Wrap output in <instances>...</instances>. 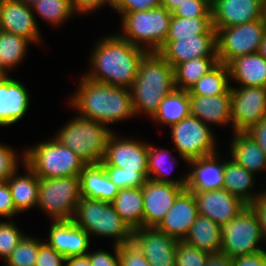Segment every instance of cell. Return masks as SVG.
Returning <instances> with one entry per match:
<instances>
[{
  "label": "cell",
  "instance_id": "51",
  "mask_svg": "<svg viewBox=\"0 0 266 266\" xmlns=\"http://www.w3.org/2000/svg\"><path fill=\"white\" fill-rule=\"evenodd\" d=\"M113 7V0H72V6L76 14H84L97 11L105 5Z\"/></svg>",
  "mask_w": 266,
  "mask_h": 266
},
{
  "label": "cell",
  "instance_id": "45",
  "mask_svg": "<svg viewBox=\"0 0 266 266\" xmlns=\"http://www.w3.org/2000/svg\"><path fill=\"white\" fill-rule=\"evenodd\" d=\"M119 266H151L133 242L118 245Z\"/></svg>",
  "mask_w": 266,
  "mask_h": 266
},
{
  "label": "cell",
  "instance_id": "41",
  "mask_svg": "<svg viewBox=\"0 0 266 266\" xmlns=\"http://www.w3.org/2000/svg\"><path fill=\"white\" fill-rule=\"evenodd\" d=\"M208 252L187 244L184 240L176 243L175 266H205Z\"/></svg>",
  "mask_w": 266,
  "mask_h": 266
},
{
  "label": "cell",
  "instance_id": "38",
  "mask_svg": "<svg viewBox=\"0 0 266 266\" xmlns=\"http://www.w3.org/2000/svg\"><path fill=\"white\" fill-rule=\"evenodd\" d=\"M36 19V14L53 27L63 24L73 17L75 13L71 0H39L31 6Z\"/></svg>",
  "mask_w": 266,
  "mask_h": 266
},
{
  "label": "cell",
  "instance_id": "44",
  "mask_svg": "<svg viewBox=\"0 0 266 266\" xmlns=\"http://www.w3.org/2000/svg\"><path fill=\"white\" fill-rule=\"evenodd\" d=\"M175 17H211V2L209 0H186L173 12Z\"/></svg>",
  "mask_w": 266,
  "mask_h": 266
},
{
  "label": "cell",
  "instance_id": "22",
  "mask_svg": "<svg viewBox=\"0 0 266 266\" xmlns=\"http://www.w3.org/2000/svg\"><path fill=\"white\" fill-rule=\"evenodd\" d=\"M215 154L200 157L187 164L191 171H187V186L191 192H204L223 188L224 183V160Z\"/></svg>",
  "mask_w": 266,
  "mask_h": 266
},
{
  "label": "cell",
  "instance_id": "46",
  "mask_svg": "<svg viewBox=\"0 0 266 266\" xmlns=\"http://www.w3.org/2000/svg\"><path fill=\"white\" fill-rule=\"evenodd\" d=\"M162 0H113L114 11L119 14L147 11L148 9L161 7Z\"/></svg>",
  "mask_w": 266,
  "mask_h": 266
},
{
  "label": "cell",
  "instance_id": "23",
  "mask_svg": "<svg viewBox=\"0 0 266 266\" xmlns=\"http://www.w3.org/2000/svg\"><path fill=\"white\" fill-rule=\"evenodd\" d=\"M27 87L11 76L0 84V126L8 127L21 121L30 106Z\"/></svg>",
  "mask_w": 266,
  "mask_h": 266
},
{
  "label": "cell",
  "instance_id": "47",
  "mask_svg": "<svg viewBox=\"0 0 266 266\" xmlns=\"http://www.w3.org/2000/svg\"><path fill=\"white\" fill-rule=\"evenodd\" d=\"M35 266H65V257L47 242L40 241Z\"/></svg>",
  "mask_w": 266,
  "mask_h": 266
},
{
  "label": "cell",
  "instance_id": "11",
  "mask_svg": "<svg viewBox=\"0 0 266 266\" xmlns=\"http://www.w3.org/2000/svg\"><path fill=\"white\" fill-rule=\"evenodd\" d=\"M215 30L218 61L227 65L234 58L258 52L266 25L259 19Z\"/></svg>",
  "mask_w": 266,
  "mask_h": 266
},
{
  "label": "cell",
  "instance_id": "21",
  "mask_svg": "<svg viewBox=\"0 0 266 266\" xmlns=\"http://www.w3.org/2000/svg\"><path fill=\"white\" fill-rule=\"evenodd\" d=\"M46 241L65 258L83 256L89 252L90 235L73 220L50 222Z\"/></svg>",
  "mask_w": 266,
  "mask_h": 266
},
{
  "label": "cell",
  "instance_id": "25",
  "mask_svg": "<svg viewBox=\"0 0 266 266\" xmlns=\"http://www.w3.org/2000/svg\"><path fill=\"white\" fill-rule=\"evenodd\" d=\"M80 197L112 202L119 188L109 179L103 165L89 164L80 173Z\"/></svg>",
  "mask_w": 266,
  "mask_h": 266
},
{
  "label": "cell",
  "instance_id": "58",
  "mask_svg": "<svg viewBox=\"0 0 266 266\" xmlns=\"http://www.w3.org/2000/svg\"><path fill=\"white\" fill-rule=\"evenodd\" d=\"M9 74L10 73L5 68L0 66V84L10 77Z\"/></svg>",
  "mask_w": 266,
  "mask_h": 266
},
{
  "label": "cell",
  "instance_id": "30",
  "mask_svg": "<svg viewBox=\"0 0 266 266\" xmlns=\"http://www.w3.org/2000/svg\"><path fill=\"white\" fill-rule=\"evenodd\" d=\"M170 154L171 153L169 149H164L161 147L157 148L156 146H153V144L148 143V179L155 182L169 183L175 186L186 188L187 173L182 175V178H177V180L169 178L170 173H172L174 170V163L176 164L175 160L177 159Z\"/></svg>",
  "mask_w": 266,
  "mask_h": 266
},
{
  "label": "cell",
  "instance_id": "16",
  "mask_svg": "<svg viewBox=\"0 0 266 266\" xmlns=\"http://www.w3.org/2000/svg\"><path fill=\"white\" fill-rule=\"evenodd\" d=\"M158 53L174 68L177 64L201 57H217L216 34H200L165 41Z\"/></svg>",
  "mask_w": 266,
  "mask_h": 266
},
{
  "label": "cell",
  "instance_id": "29",
  "mask_svg": "<svg viewBox=\"0 0 266 266\" xmlns=\"http://www.w3.org/2000/svg\"><path fill=\"white\" fill-rule=\"evenodd\" d=\"M255 174L247 171L232 158L224 159V183L223 189L240 198L249 205L261 193L252 190L255 184Z\"/></svg>",
  "mask_w": 266,
  "mask_h": 266
},
{
  "label": "cell",
  "instance_id": "43",
  "mask_svg": "<svg viewBox=\"0 0 266 266\" xmlns=\"http://www.w3.org/2000/svg\"><path fill=\"white\" fill-rule=\"evenodd\" d=\"M19 163H24V151L18 156L11 146H7L5 143H0V182L7 181V179L19 168Z\"/></svg>",
  "mask_w": 266,
  "mask_h": 266
},
{
  "label": "cell",
  "instance_id": "14",
  "mask_svg": "<svg viewBox=\"0 0 266 266\" xmlns=\"http://www.w3.org/2000/svg\"><path fill=\"white\" fill-rule=\"evenodd\" d=\"M184 189L186 188L147 179L142 186L143 227L156 228Z\"/></svg>",
  "mask_w": 266,
  "mask_h": 266
},
{
  "label": "cell",
  "instance_id": "12",
  "mask_svg": "<svg viewBox=\"0 0 266 266\" xmlns=\"http://www.w3.org/2000/svg\"><path fill=\"white\" fill-rule=\"evenodd\" d=\"M266 118V88L231 86L233 132H246Z\"/></svg>",
  "mask_w": 266,
  "mask_h": 266
},
{
  "label": "cell",
  "instance_id": "53",
  "mask_svg": "<svg viewBox=\"0 0 266 266\" xmlns=\"http://www.w3.org/2000/svg\"><path fill=\"white\" fill-rule=\"evenodd\" d=\"M246 133L256 141L266 154V118L253 125Z\"/></svg>",
  "mask_w": 266,
  "mask_h": 266
},
{
  "label": "cell",
  "instance_id": "10",
  "mask_svg": "<svg viewBox=\"0 0 266 266\" xmlns=\"http://www.w3.org/2000/svg\"><path fill=\"white\" fill-rule=\"evenodd\" d=\"M173 146L187 164L188 161L218 152L217 136L211 126L189 115L170 127Z\"/></svg>",
  "mask_w": 266,
  "mask_h": 266
},
{
  "label": "cell",
  "instance_id": "5",
  "mask_svg": "<svg viewBox=\"0 0 266 266\" xmlns=\"http://www.w3.org/2000/svg\"><path fill=\"white\" fill-rule=\"evenodd\" d=\"M73 221L90 237H112L115 245L132 241L133 230L122 220L110 202L81 197Z\"/></svg>",
  "mask_w": 266,
  "mask_h": 266
},
{
  "label": "cell",
  "instance_id": "34",
  "mask_svg": "<svg viewBox=\"0 0 266 266\" xmlns=\"http://www.w3.org/2000/svg\"><path fill=\"white\" fill-rule=\"evenodd\" d=\"M218 63V57H201L177 64L174 67L175 88L189 91L202 76Z\"/></svg>",
  "mask_w": 266,
  "mask_h": 266
},
{
  "label": "cell",
  "instance_id": "17",
  "mask_svg": "<svg viewBox=\"0 0 266 266\" xmlns=\"http://www.w3.org/2000/svg\"><path fill=\"white\" fill-rule=\"evenodd\" d=\"M132 241L151 266H175L177 239L156 228L142 227L133 230Z\"/></svg>",
  "mask_w": 266,
  "mask_h": 266
},
{
  "label": "cell",
  "instance_id": "57",
  "mask_svg": "<svg viewBox=\"0 0 266 266\" xmlns=\"http://www.w3.org/2000/svg\"><path fill=\"white\" fill-rule=\"evenodd\" d=\"M258 53L266 60V32H265L264 37L260 43Z\"/></svg>",
  "mask_w": 266,
  "mask_h": 266
},
{
  "label": "cell",
  "instance_id": "39",
  "mask_svg": "<svg viewBox=\"0 0 266 266\" xmlns=\"http://www.w3.org/2000/svg\"><path fill=\"white\" fill-rule=\"evenodd\" d=\"M39 239L26 235L6 258L5 266H35Z\"/></svg>",
  "mask_w": 266,
  "mask_h": 266
},
{
  "label": "cell",
  "instance_id": "54",
  "mask_svg": "<svg viewBox=\"0 0 266 266\" xmlns=\"http://www.w3.org/2000/svg\"><path fill=\"white\" fill-rule=\"evenodd\" d=\"M205 266H235L233 258L223 251L212 252L208 254Z\"/></svg>",
  "mask_w": 266,
  "mask_h": 266
},
{
  "label": "cell",
  "instance_id": "49",
  "mask_svg": "<svg viewBox=\"0 0 266 266\" xmlns=\"http://www.w3.org/2000/svg\"><path fill=\"white\" fill-rule=\"evenodd\" d=\"M114 253L104 250H95L88 252L91 266H119L118 245H113Z\"/></svg>",
  "mask_w": 266,
  "mask_h": 266
},
{
  "label": "cell",
  "instance_id": "3",
  "mask_svg": "<svg viewBox=\"0 0 266 266\" xmlns=\"http://www.w3.org/2000/svg\"><path fill=\"white\" fill-rule=\"evenodd\" d=\"M174 89V68L158 52H147L129 88L135 115L145 113L152 118L161 101Z\"/></svg>",
  "mask_w": 266,
  "mask_h": 266
},
{
  "label": "cell",
  "instance_id": "50",
  "mask_svg": "<svg viewBox=\"0 0 266 266\" xmlns=\"http://www.w3.org/2000/svg\"><path fill=\"white\" fill-rule=\"evenodd\" d=\"M249 206L255 212L261 228V233L266 240V189H262V192Z\"/></svg>",
  "mask_w": 266,
  "mask_h": 266
},
{
  "label": "cell",
  "instance_id": "42",
  "mask_svg": "<svg viewBox=\"0 0 266 266\" xmlns=\"http://www.w3.org/2000/svg\"><path fill=\"white\" fill-rule=\"evenodd\" d=\"M109 179L119 188L142 187L148 179V172L128 173L125 169L114 166H103Z\"/></svg>",
  "mask_w": 266,
  "mask_h": 266
},
{
  "label": "cell",
  "instance_id": "60",
  "mask_svg": "<svg viewBox=\"0 0 266 266\" xmlns=\"http://www.w3.org/2000/svg\"><path fill=\"white\" fill-rule=\"evenodd\" d=\"M20 1H22L26 5L32 6L39 0H20Z\"/></svg>",
  "mask_w": 266,
  "mask_h": 266
},
{
  "label": "cell",
  "instance_id": "8",
  "mask_svg": "<svg viewBox=\"0 0 266 266\" xmlns=\"http://www.w3.org/2000/svg\"><path fill=\"white\" fill-rule=\"evenodd\" d=\"M80 198L79 176L40 178L37 207L51 221L73 220Z\"/></svg>",
  "mask_w": 266,
  "mask_h": 266
},
{
  "label": "cell",
  "instance_id": "28",
  "mask_svg": "<svg viewBox=\"0 0 266 266\" xmlns=\"http://www.w3.org/2000/svg\"><path fill=\"white\" fill-rule=\"evenodd\" d=\"M233 135L229 158L255 175L266 169V154L256 141L246 132H233Z\"/></svg>",
  "mask_w": 266,
  "mask_h": 266
},
{
  "label": "cell",
  "instance_id": "32",
  "mask_svg": "<svg viewBox=\"0 0 266 266\" xmlns=\"http://www.w3.org/2000/svg\"><path fill=\"white\" fill-rule=\"evenodd\" d=\"M221 237V226L199 214L184 241L199 250L212 253L221 251Z\"/></svg>",
  "mask_w": 266,
  "mask_h": 266
},
{
  "label": "cell",
  "instance_id": "24",
  "mask_svg": "<svg viewBox=\"0 0 266 266\" xmlns=\"http://www.w3.org/2000/svg\"><path fill=\"white\" fill-rule=\"evenodd\" d=\"M190 115L204 124L222 126L231 124V94L216 96L189 95ZM209 123V124H208Z\"/></svg>",
  "mask_w": 266,
  "mask_h": 266
},
{
  "label": "cell",
  "instance_id": "7",
  "mask_svg": "<svg viewBox=\"0 0 266 266\" xmlns=\"http://www.w3.org/2000/svg\"><path fill=\"white\" fill-rule=\"evenodd\" d=\"M122 38L147 52H158L168 35L172 13L164 7L121 15Z\"/></svg>",
  "mask_w": 266,
  "mask_h": 266
},
{
  "label": "cell",
  "instance_id": "27",
  "mask_svg": "<svg viewBox=\"0 0 266 266\" xmlns=\"http://www.w3.org/2000/svg\"><path fill=\"white\" fill-rule=\"evenodd\" d=\"M21 166L25 169L23 175L18 168L7 179L16 211L20 214L37 207L40 183V178L25 162Z\"/></svg>",
  "mask_w": 266,
  "mask_h": 266
},
{
  "label": "cell",
  "instance_id": "1",
  "mask_svg": "<svg viewBox=\"0 0 266 266\" xmlns=\"http://www.w3.org/2000/svg\"><path fill=\"white\" fill-rule=\"evenodd\" d=\"M85 77L112 86L130 88L137 77L139 64L147 53L122 38L109 34L95 42Z\"/></svg>",
  "mask_w": 266,
  "mask_h": 266
},
{
  "label": "cell",
  "instance_id": "35",
  "mask_svg": "<svg viewBox=\"0 0 266 266\" xmlns=\"http://www.w3.org/2000/svg\"><path fill=\"white\" fill-rule=\"evenodd\" d=\"M188 94L202 96L231 94V79L228 66L219 62L189 89Z\"/></svg>",
  "mask_w": 266,
  "mask_h": 266
},
{
  "label": "cell",
  "instance_id": "15",
  "mask_svg": "<svg viewBox=\"0 0 266 266\" xmlns=\"http://www.w3.org/2000/svg\"><path fill=\"white\" fill-rule=\"evenodd\" d=\"M0 22L5 32L23 37L31 44L42 42L32 7L20 0H0Z\"/></svg>",
  "mask_w": 266,
  "mask_h": 266
},
{
  "label": "cell",
  "instance_id": "33",
  "mask_svg": "<svg viewBox=\"0 0 266 266\" xmlns=\"http://www.w3.org/2000/svg\"><path fill=\"white\" fill-rule=\"evenodd\" d=\"M190 115L188 91L174 89L160 103L158 111L151 118L154 124L172 126Z\"/></svg>",
  "mask_w": 266,
  "mask_h": 266
},
{
  "label": "cell",
  "instance_id": "31",
  "mask_svg": "<svg viewBox=\"0 0 266 266\" xmlns=\"http://www.w3.org/2000/svg\"><path fill=\"white\" fill-rule=\"evenodd\" d=\"M111 204L132 230L143 227L142 187L119 189Z\"/></svg>",
  "mask_w": 266,
  "mask_h": 266
},
{
  "label": "cell",
  "instance_id": "56",
  "mask_svg": "<svg viewBox=\"0 0 266 266\" xmlns=\"http://www.w3.org/2000/svg\"><path fill=\"white\" fill-rule=\"evenodd\" d=\"M184 1L186 0H162L161 6L172 13Z\"/></svg>",
  "mask_w": 266,
  "mask_h": 266
},
{
  "label": "cell",
  "instance_id": "2",
  "mask_svg": "<svg viewBox=\"0 0 266 266\" xmlns=\"http://www.w3.org/2000/svg\"><path fill=\"white\" fill-rule=\"evenodd\" d=\"M70 105L77 114L103 125H110L135 117L129 88L93 81L84 75Z\"/></svg>",
  "mask_w": 266,
  "mask_h": 266
},
{
  "label": "cell",
  "instance_id": "6",
  "mask_svg": "<svg viewBox=\"0 0 266 266\" xmlns=\"http://www.w3.org/2000/svg\"><path fill=\"white\" fill-rule=\"evenodd\" d=\"M24 162L42 179L80 176L84 162L54 137L28 146Z\"/></svg>",
  "mask_w": 266,
  "mask_h": 266
},
{
  "label": "cell",
  "instance_id": "55",
  "mask_svg": "<svg viewBox=\"0 0 266 266\" xmlns=\"http://www.w3.org/2000/svg\"><path fill=\"white\" fill-rule=\"evenodd\" d=\"M65 266H91L89 256H71L65 258Z\"/></svg>",
  "mask_w": 266,
  "mask_h": 266
},
{
  "label": "cell",
  "instance_id": "36",
  "mask_svg": "<svg viewBox=\"0 0 266 266\" xmlns=\"http://www.w3.org/2000/svg\"><path fill=\"white\" fill-rule=\"evenodd\" d=\"M200 34H216L211 17L182 18L172 15L165 41H177L179 38L193 37Z\"/></svg>",
  "mask_w": 266,
  "mask_h": 266
},
{
  "label": "cell",
  "instance_id": "9",
  "mask_svg": "<svg viewBox=\"0 0 266 266\" xmlns=\"http://www.w3.org/2000/svg\"><path fill=\"white\" fill-rule=\"evenodd\" d=\"M221 234V251L232 258L265 250L259 245L265 238L257 216L249 205L221 227Z\"/></svg>",
  "mask_w": 266,
  "mask_h": 266
},
{
  "label": "cell",
  "instance_id": "48",
  "mask_svg": "<svg viewBox=\"0 0 266 266\" xmlns=\"http://www.w3.org/2000/svg\"><path fill=\"white\" fill-rule=\"evenodd\" d=\"M18 215L16 211L11 191L7 181L0 182V216L3 218L13 219Z\"/></svg>",
  "mask_w": 266,
  "mask_h": 266
},
{
  "label": "cell",
  "instance_id": "37",
  "mask_svg": "<svg viewBox=\"0 0 266 266\" xmlns=\"http://www.w3.org/2000/svg\"><path fill=\"white\" fill-rule=\"evenodd\" d=\"M31 44L23 37L12 33L0 31V66L8 72L22 64L28 52V45Z\"/></svg>",
  "mask_w": 266,
  "mask_h": 266
},
{
  "label": "cell",
  "instance_id": "59",
  "mask_svg": "<svg viewBox=\"0 0 266 266\" xmlns=\"http://www.w3.org/2000/svg\"><path fill=\"white\" fill-rule=\"evenodd\" d=\"M261 20L266 25V0H262Z\"/></svg>",
  "mask_w": 266,
  "mask_h": 266
},
{
  "label": "cell",
  "instance_id": "18",
  "mask_svg": "<svg viewBox=\"0 0 266 266\" xmlns=\"http://www.w3.org/2000/svg\"><path fill=\"white\" fill-rule=\"evenodd\" d=\"M200 215L213 220L219 226L226 225L245 208L240 198L227 190L218 189L204 192H193Z\"/></svg>",
  "mask_w": 266,
  "mask_h": 266
},
{
  "label": "cell",
  "instance_id": "40",
  "mask_svg": "<svg viewBox=\"0 0 266 266\" xmlns=\"http://www.w3.org/2000/svg\"><path fill=\"white\" fill-rule=\"evenodd\" d=\"M26 236L25 233L16 226L13 219L0 222V258L3 260L11 254L21 240Z\"/></svg>",
  "mask_w": 266,
  "mask_h": 266
},
{
  "label": "cell",
  "instance_id": "4",
  "mask_svg": "<svg viewBox=\"0 0 266 266\" xmlns=\"http://www.w3.org/2000/svg\"><path fill=\"white\" fill-rule=\"evenodd\" d=\"M113 132L102 123L75 115L53 137L89 165L102 163L106 144Z\"/></svg>",
  "mask_w": 266,
  "mask_h": 266
},
{
  "label": "cell",
  "instance_id": "20",
  "mask_svg": "<svg viewBox=\"0 0 266 266\" xmlns=\"http://www.w3.org/2000/svg\"><path fill=\"white\" fill-rule=\"evenodd\" d=\"M262 0H212L214 29L232 27L261 19Z\"/></svg>",
  "mask_w": 266,
  "mask_h": 266
},
{
  "label": "cell",
  "instance_id": "13",
  "mask_svg": "<svg viewBox=\"0 0 266 266\" xmlns=\"http://www.w3.org/2000/svg\"><path fill=\"white\" fill-rule=\"evenodd\" d=\"M103 166L125 169V172H148V143L120 137L115 131L106 144Z\"/></svg>",
  "mask_w": 266,
  "mask_h": 266
},
{
  "label": "cell",
  "instance_id": "19",
  "mask_svg": "<svg viewBox=\"0 0 266 266\" xmlns=\"http://www.w3.org/2000/svg\"><path fill=\"white\" fill-rule=\"evenodd\" d=\"M198 215L193 192L184 189L156 229L177 240H184Z\"/></svg>",
  "mask_w": 266,
  "mask_h": 266
},
{
  "label": "cell",
  "instance_id": "26",
  "mask_svg": "<svg viewBox=\"0 0 266 266\" xmlns=\"http://www.w3.org/2000/svg\"><path fill=\"white\" fill-rule=\"evenodd\" d=\"M227 66L231 82L266 88V60L258 52L234 58Z\"/></svg>",
  "mask_w": 266,
  "mask_h": 266
},
{
  "label": "cell",
  "instance_id": "52",
  "mask_svg": "<svg viewBox=\"0 0 266 266\" xmlns=\"http://www.w3.org/2000/svg\"><path fill=\"white\" fill-rule=\"evenodd\" d=\"M233 262L235 266H266V250L233 257Z\"/></svg>",
  "mask_w": 266,
  "mask_h": 266
}]
</instances>
